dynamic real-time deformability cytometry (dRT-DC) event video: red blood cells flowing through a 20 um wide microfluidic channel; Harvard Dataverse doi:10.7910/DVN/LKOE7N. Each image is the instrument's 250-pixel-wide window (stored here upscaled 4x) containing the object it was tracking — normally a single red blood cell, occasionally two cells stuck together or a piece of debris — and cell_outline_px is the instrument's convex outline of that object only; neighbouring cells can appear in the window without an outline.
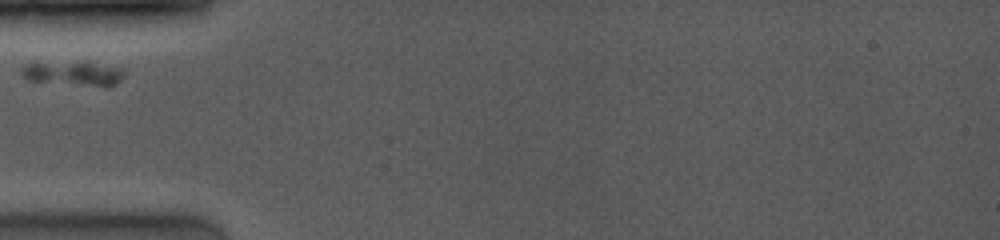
{"species": "common noctule bat (a hibernating species)", "species_latin": "Nyctalus noctula", "temperature_condition": "room temperature", "stored_images_in_passage": 56, "camera_frame_rate_fps": 4000, "um_per_image_px": 0.085, "animal": {"sex": "female", "body_mass_g": 19.0, "forearm_length_mm": 53.3}, "frame": {"image": 1, "passage_image": 1, "time_ms": 0.0, "image_size_px": [1000, 240], "cell_outline_px": [[124, 76], [116, 84], [92, 84], [28, 80], [20, 72], [20, 68], [24, 64], [84, 60], [88, 60], [124, 68]], "centroid_in_image_um": [6.26, 6.15], "position_along_channel_um": 78.7, "area_um2": 14.33}}
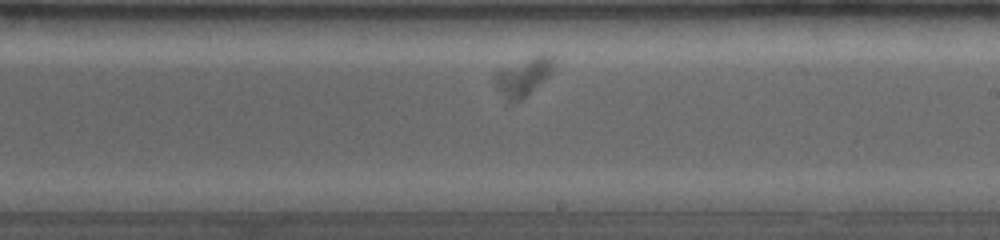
{"frame": {"image": 2, "passage_image": 23, "time_ms": 4.5, "image_size_px": [1000, 240], "cell_outline_px": [[552, 68], [520, 100], [504, 100], [496, 88], [496, 72], [500, 68], [532, 56], [552, 56]], "centroid_in_image_um": [44.35, 6.51], "position_along_channel_um": 244.6, "area_um2": 11.96}}
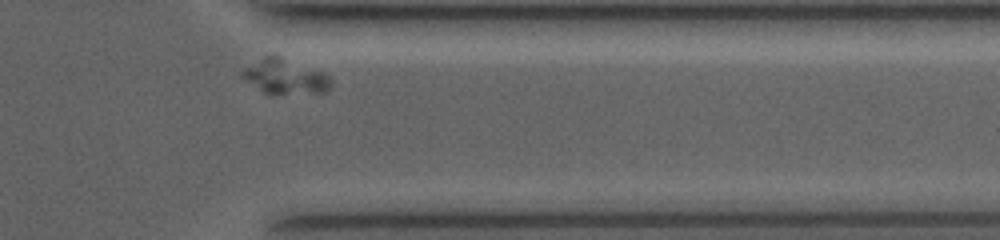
{"frame": {"image": 3, "passage_image": 50, "time_ms": 8.25, "image_size_px": [1000, 240], "cell_outline_px": [[332, 88], [324, 92], [264, 92], [240, 76], [240, 72], [244, 68], [264, 56], [276, 56], [324, 72], [332, 80]], "centroid_in_image_um": [24.24, 6.49], "position_along_channel_um": 387.2, "area_um2": 17.22}}